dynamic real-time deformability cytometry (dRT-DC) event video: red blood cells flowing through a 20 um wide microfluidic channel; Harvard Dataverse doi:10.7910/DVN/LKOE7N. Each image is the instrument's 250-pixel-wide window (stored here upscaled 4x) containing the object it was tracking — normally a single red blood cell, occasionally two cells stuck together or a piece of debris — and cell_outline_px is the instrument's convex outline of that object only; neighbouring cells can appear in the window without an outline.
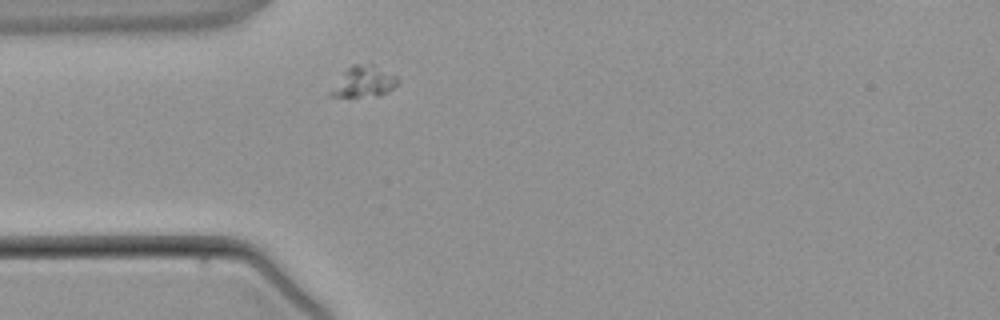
{"species": "common noctule bat (a hibernating species)", "species_latin": "Nyctalus noctula", "temperature_condition": "warm", "stored_images_in_passage": 1, "camera_frame_rate_fps": 3000, "um_per_image_px": 0.085, "animal": {"sex": "male", "body_mass_g": 21.5, "forearm_length_mm": 52.0}, "frame": {"image": 1, "passage_image": 1, "time_ms": 0.0, "image_size_px": [1000, 320], "cell_outline_px": [[400, 80], [388, 92], [380, 96], [328, 96], [328, 92], [344, 72], [352, 64], [372, 64], [396, 76]], "centroid_in_image_um": [30.92, 6.95], "position_along_channel_um": 54.1, "area_um2": 11.91}}